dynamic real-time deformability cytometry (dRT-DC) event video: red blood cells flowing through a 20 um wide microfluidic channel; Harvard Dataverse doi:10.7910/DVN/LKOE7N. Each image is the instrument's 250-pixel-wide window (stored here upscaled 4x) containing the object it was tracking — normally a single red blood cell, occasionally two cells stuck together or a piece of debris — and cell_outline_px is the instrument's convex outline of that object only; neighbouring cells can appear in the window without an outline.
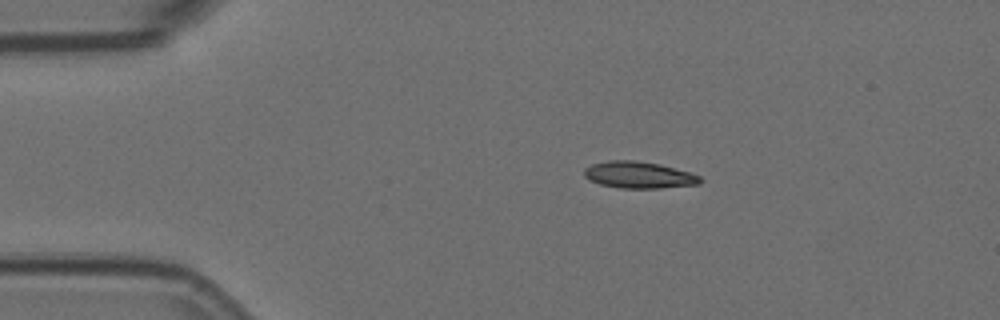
{"species": "Egyptian fruit bat (a non-hibernating species)", "species_latin": "Rousettus aegyptiacus", "temperature_condition": "room temperature", "stored_images_in_passage": 2, "camera_frame_rate_fps": 3000, "um_per_image_px": 0.085, "animal": {"sex": "female"}, "frame": {"image": 1, "passage_image": 1, "time_ms": 0.0, "image_size_px": [1000, 320], "cell_outline_px": [[704, 180], [700, 184], [660, 188], [620, 188], [600, 184], [588, 180], [584, 176], [584, 168], [592, 164], [608, 160], [636, 160], [660, 164], [692, 172], [700, 176]], "centroid_in_image_um": [54.32, 14.86], "position_along_channel_um": 30.7, "area_um2": 18.32}}